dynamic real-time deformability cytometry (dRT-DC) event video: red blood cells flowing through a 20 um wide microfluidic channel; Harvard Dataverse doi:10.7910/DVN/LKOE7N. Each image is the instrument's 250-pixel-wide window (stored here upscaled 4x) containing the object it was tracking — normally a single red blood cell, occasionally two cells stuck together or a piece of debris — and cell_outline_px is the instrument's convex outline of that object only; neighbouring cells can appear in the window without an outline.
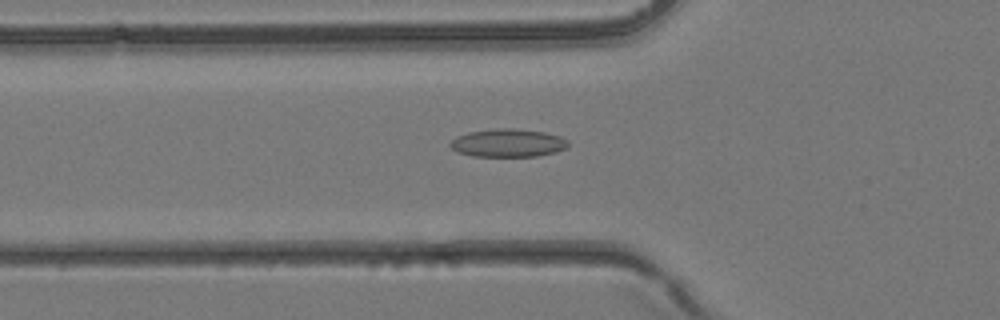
{"species": "common noctule bat (a hibernating species)", "species_latin": "Nyctalus noctula", "temperature_condition": "room temperature", "stored_images_in_passage": 29, "camera_frame_rate_fps": 3000, "um_per_image_px": 0.085, "animal": {"sex": "female", "body_mass_g": 24.6, "forearm_length_mm": 56.2}, "frame": {"image": 1, "passage_image": 3, "time_ms": 0.667, "image_size_px": [1000, 320], "cell_outline_px": [[568, 144], [564, 148], [556, 152], [536, 156], [472, 156], [456, 152], [448, 144], [456, 136], [468, 132], [496, 128], [512, 128], [544, 132], [560, 136], [568, 140]], "centroid_in_image_um": [43.14, 12.15], "position_along_channel_um": 82.7, "area_um2": 19.31}}
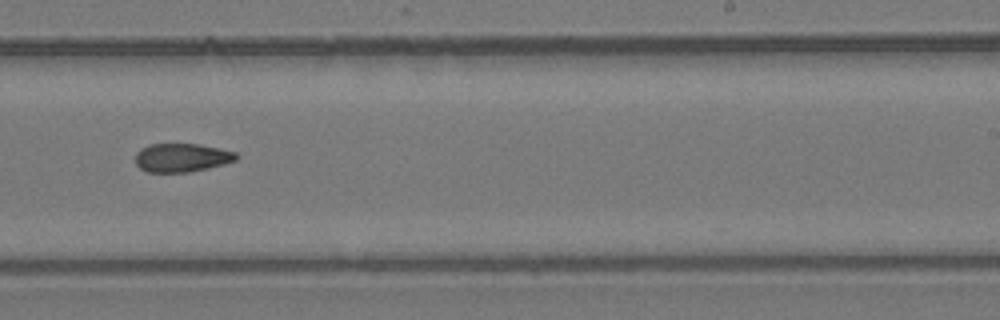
{"frame": {"image": 2, "passage_image": 14, "time_ms": 4.333, "image_size_px": [1000, 320], "cell_outline_px": [[240, 156], [236, 160], [224, 164], [208, 168], [188, 172], [148, 172], [140, 168], [136, 164], [136, 152], [140, 148], [148, 144], [200, 144], [236, 152]], "centroid_in_image_um": [15.45, 13.39], "position_along_channel_um": 273.5, "area_um2": 16.88}}
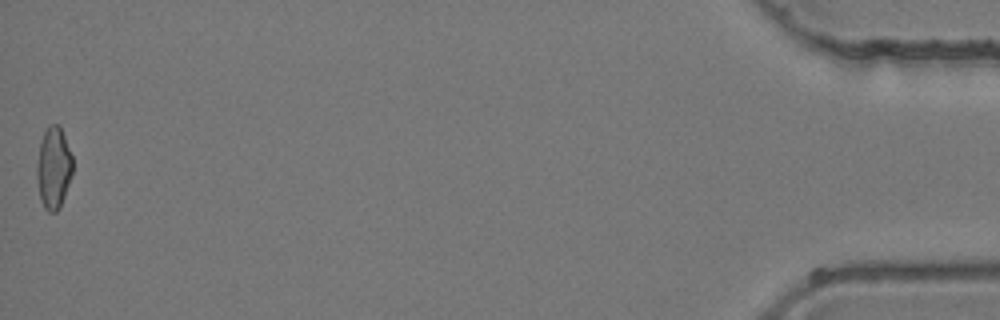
{"frame": {"image": 3, "passage_image": 29, "time_ms": 9.333, "image_size_px": [1000, 320], "cell_outline_px": [[72, 176], [60, 208], [56, 212], [48, 212], [44, 208], [40, 196], [36, 176], [36, 168], [40, 140], [48, 124], [56, 124], [60, 128], [64, 136], [72, 156]], "centroid_in_image_um": [4.55, 14.28], "position_along_channel_um": 430.7, "area_um2": 17.11}}